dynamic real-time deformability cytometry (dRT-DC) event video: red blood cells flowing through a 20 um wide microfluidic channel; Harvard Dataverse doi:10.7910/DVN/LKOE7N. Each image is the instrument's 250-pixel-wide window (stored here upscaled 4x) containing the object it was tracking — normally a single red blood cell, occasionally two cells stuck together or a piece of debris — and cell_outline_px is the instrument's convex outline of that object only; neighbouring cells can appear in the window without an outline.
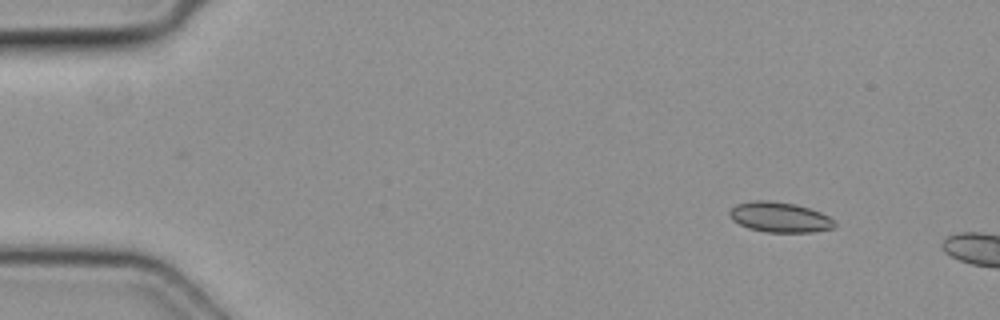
{"species": "common noctule bat (a hibernating species)", "species_latin": "Nyctalus noctula", "temperature_condition": "cold", "stored_images_in_passage": 2, "camera_frame_rate_fps": 3000, "um_per_image_px": 0.085, "animal": {"sex": "female", "body_mass_g": 19.3, "forearm_length_mm": 54.1}, "frame": {"image": 1, "passage_image": 1, "time_ms": 0.0, "image_size_px": [1000, 320], "cell_outline_px": [[836, 224], [832, 228], [812, 232], [764, 232], [748, 228], [732, 220], [728, 216], [728, 212], [736, 204], [752, 200], [768, 200], [796, 204], [820, 212], [828, 216]], "centroid_in_image_um": [66.22, 18.45], "position_along_channel_um": 18.8, "area_um2": 18.5}}